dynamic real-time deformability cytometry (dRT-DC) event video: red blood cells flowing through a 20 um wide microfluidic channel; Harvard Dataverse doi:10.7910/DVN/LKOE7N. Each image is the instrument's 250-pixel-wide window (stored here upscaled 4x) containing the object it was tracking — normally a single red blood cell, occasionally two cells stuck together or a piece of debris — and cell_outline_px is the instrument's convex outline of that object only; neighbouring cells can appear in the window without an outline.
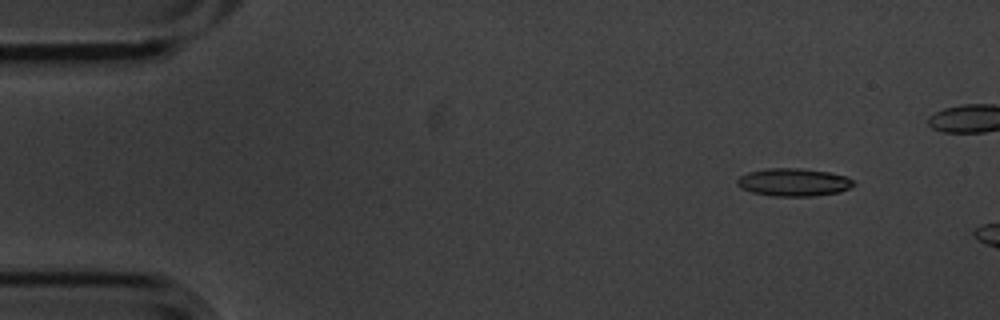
{"species": "common noctule bat (a hibernating species)", "species_latin": "Nyctalus noctula", "temperature_condition": "cold", "stored_images_in_passage": 3, "camera_frame_rate_fps": 3000, "um_per_image_px": 0.085, "animal": {"sex": "male", "body_mass_g": 20.1, "forearm_length_mm": 53.5}, "frame": {"image": 1, "passage_image": 1, "time_ms": 0.0, "image_size_px": [1000, 320], "cell_outline_px": [[852, 184], [848, 188], [840, 192], [816, 196], [772, 196], [752, 192], [736, 184], [736, 180], [740, 176], [748, 172], [764, 168], [800, 168], [828, 172], [844, 176], [852, 180]], "centroid_in_image_um": [67.41, 15.49], "position_along_channel_um": 17.6, "area_um2": 18.73}}